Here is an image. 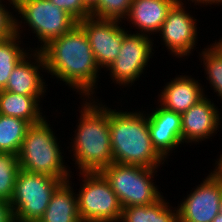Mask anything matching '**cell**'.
<instances>
[{"label":"cell","instance_id":"6da1fadb","mask_svg":"<svg viewBox=\"0 0 222 222\" xmlns=\"http://www.w3.org/2000/svg\"><path fill=\"white\" fill-rule=\"evenodd\" d=\"M46 71L90 98L96 87L99 66L85 31L76 24L41 50ZM90 95V96H89Z\"/></svg>","mask_w":222,"mask_h":222},{"label":"cell","instance_id":"7a4b0ae2","mask_svg":"<svg viewBox=\"0 0 222 222\" xmlns=\"http://www.w3.org/2000/svg\"><path fill=\"white\" fill-rule=\"evenodd\" d=\"M109 109L112 156L115 163L157 168L164 158L153 147L148 117Z\"/></svg>","mask_w":222,"mask_h":222},{"label":"cell","instance_id":"3957f363","mask_svg":"<svg viewBox=\"0 0 222 222\" xmlns=\"http://www.w3.org/2000/svg\"><path fill=\"white\" fill-rule=\"evenodd\" d=\"M96 103L85 101L77 133L73 138L72 151L80 172H101L114 162L109 108Z\"/></svg>","mask_w":222,"mask_h":222},{"label":"cell","instance_id":"277c9868","mask_svg":"<svg viewBox=\"0 0 222 222\" xmlns=\"http://www.w3.org/2000/svg\"><path fill=\"white\" fill-rule=\"evenodd\" d=\"M53 133L46 118L28 127L17 155L20 169L67 181L71 173L63 165L62 152Z\"/></svg>","mask_w":222,"mask_h":222},{"label":"cell","instance_id":"5b68a950","mask_svg":"<svg viewBox=\"0 0 222 222\" xmlns=\"http://www.w3.org/2000/svg\"><path fill=\"white\" fill-rule=\"evenodd\" d=\"M63 180L40 173L19 170L9 202L15 222H38L51 197Z\"/></svg>","mask_w":222,"mask_h":222},{"label":"cell","instance_id":"8992f818","mask_svg":"<svg viewBox=\"0 0 222 222\" xmlns=\"http://www.w3.org/2000/svg\"><path fill=\"white\" fill-rule=\"evenodd\" d=\"M158 168H146L113 162L101 173L109 182L122 206L151 205L162 195L152 182L153 173Z\"/></svg>","mask_w":222,"mask_h":222},{"label":"cell","instance_id":"52a82bcc","mask_svg":"<svg viewBox=\"0 0 222 222\" xmlns=\"http://www.w3.org/2000/svg\"><path fill=\"white\" fill-rule=\"evenodd\" d=\"M84 180L77 194L82 222H119L122 206L101 172H80Z\"/></svg>","mask_w":222,"mask_h":222},{"label":"cell","instance_id":"ba28073f","mask_svg":"<svg viewBox=\"0 0 222 222\" xmlns=\"http://www.w3.org/2000/svg\"><path fill=\"white\" fill-rule=\"evenodd\" d=\"M16 10L40 39V43L43 42L39 51L77 24V21L65 10L49 0H26L16 7Z\"/></svg>","mask_w":222,"mask_h":222},{"label":"cell","instance_id":"9c48e42d","mask_svg":"<svg viewBox=\"0 0 222 222\" xmlns=\"http://www.w3.org/2000/svg\"><path fill=\"white\" fill-rule=\"evenodd\" d=\"M124 29L123 43L119 54L108 67L111 72L110 76L121 86L129 85L139 79L145 66L147 67L151 53H153V44L148 35L138 32L128 34V31Z\"/></svg>","mask_w":222,"mask_h":222},{"label":"cell","instance_id":"30bf717a","mask_svg":"<svg viewBox=\"0 0 222 222\" xmlns=\"http://www.w3.org/2000/svg\"><path fill=\"white\" fill-rule=\"evenodd\" d=\"M222 178L211 172L177 208L179 222H212L219 214Z\"/></svg>","mask_w":222,"mask_h":222},{"label":"cell","instance_id":"8fae6325","mask_svg":"<svg viewBox=\"0 0 222 222\" xmlns=\"http://www.w3.org/2000/svg\"><path fill=\"white\" fill-rule=\"evenodd\" d=\"M77 24L85 31L99 68H108L116 60L123 43L120 21L89 17Z\"/></svg>","mask_w":222,"mask_h":222},{"label":"cell","instance_id":"7c38bea8","mask_svg":"<svg viewBox=\"0 0 222 222\" xmlns=\"http://www.w3.org/2000/svg\"><path fill=\"white\" fill-rule=\"evenodd\" d=\"M182 0H178L167 13L160 29L161 37L175 56L182 57L191 53L196 45V19L186 13Z\"/></svg>","mask_w":222,"mask_h":222},{"label":"cell","instance_id":"4fadbf2b","mask_svg":"<svg viewBox=\"0 0 222 222\" xmlns=\"http://www.w3.org/2000/svg\"><path fill=\"white\" fill-rule=\"evenodd\" d=\"M205 96L181 114L182 142L193 143L209 138L220 125V113ZM188 140V141H187Z\"/></svg>","mask_w":222,"mask_h":222},{"label":"cell","instance_id":"5bb4252c","mask_svg":"<svg viewBox=\"0 0 222 222\" xmlns=\"http://www.w3.org/2000/svg\"><path fill=\"white\" fill-rule=\"evenodd\" d=\"M147 117L153 147L165 159L172 149L182 143L181 114L159 105Z\"/></svg>","mask_w":222,"mask_h":222},{"label":"cell","instance_id":"9a60e30c","mask_svg":"<svg viewBox=\"0 0 222 222\" xmlns=\"http://www.w3.org/2000/svg\"><path fill=\"white\" fill-rule=\"evenodd\" d=\"M33 51H35L33 53L35 63L29 62L31 55L29 58L26 55L13 69L4 90L26 96H43V93L46 92L45 82L41 79L43 77L40 76L39 72L40 66L44 70L46 69L45 59L38 48Z\"/></svg>","mask_w":222,"mask_h":222},{"label":"cell","instance_id":"2e32d148","mask_svg":"<svg viewBox=\"0 0 222 222\" xmlns=\"http://www.w3.org/2000/svg\"><path fill=\"white\" fill-rule=\"evenodd\" d=\"M162 90L160 106L182 114L205 97L198 81L188 76L175 77Z\"/></svg>","mask_w":222,"mask_h":222},{"label":"cell","instance_id":"e0dca14e","mask_svg":"<svg viewBox=\"0 0 222 222\" xmlns=\"http://www.w3.org/2000/svg\"><path fill=\"white\" fill-rule=\"evenodd\" d=\"M178 0H133L128 13L129 22L142 34L159 32L167 13ZM145 32V33H144ZM149 32V33H148Z\"/></svg>","mask_w":222,"mask_h":222},{"label":"cell","instance_id":"ac0fdd59","mask_svg":"<svg viewBox=\"0 0 222 222\" xmlns=\"http://www.w3.org/2000/svg\"><path fill=\"white\" fill-rule=\"evenodd\" d=\"M69 184V180L63 181L56 188L38 222H82L78 211V199Z\"/></svg>","mask_w":222,"mask_h":222},{"label":"cell","instance_id":"d6986e66","mask_svg":"<svg viewBox=\"0 0 222 222\" xmlns=\"http://www.w3.org/2000/svg\"><path fill=\"white\" fill-rule=\"evenodd\" d=\"M40 97L42 96H26L0 90V114L25 120L30 125L39 123L45 119L40 113Z\"/></svg>","mask_w":222,"mask_h":222},{"label":"cell","instance_id":"ffe728a7","mask_svg":"<svg viewBox=\"0 0 222 222\" xmlns=\"http://www.w3.org/2000/svg\"><path fill=\"white\" fill-rule=\"evenodd\" d=\"M162 196L151 205H138L122 209V222H179L178 211L173 210ZM173 210V212H172ZM176 211V212H174Z\"/></svg>","mask_w":222,"mask_h":222},{"label":"cell","instance_id":"44dd1931","mask_svg":"<svg viewBox=\"0 0 222 222\" xmlns=\"http://www.w3.org/2000/svg\"><path fill=\"white\" fill-rule=\"evenodd\" d=\"M15 19V34L8 39L0 41V90H4L13 69L28 53L19 46L20 27ZM18 42V43H17Z\"/></svg>","mask_w":222,"mask_h":222},{"label":"cell","instance_id":"7402d4cb","mask_svg":"<svg viewBox=\"0 0 222 222\" xmlns=\"http://www.w3.org/2000/svg\"><path fill=\"white\" fill-rule=\"evenodd\" d=\"M29 126L25 120L0 114V152L18 155Z\"/></svg>","mask_w":222,"mask_h":222},{"label":"cell","instance_id":"603a6c76","mask_svg":"<svg viewBox=\"0 0 222 222\" xmlns=\"http://www.w3.org/2000/svg\"><path fill=\"white\" fill-rule=\"evenodd\" d=\"M20 170L18 156L0 152V199L10 202L17 174Z\"/></svg>","mask_w":222,"mask_h":222},{"label":"cell","instance_id":"cb8c5ba5","mask_svg":"<svg viewBox=\"0 0 222 222\" xmlns=\"http://www.w3.org/2000/svg\"><path fill=\"white\" fill-rule=\"evenodd\" d=\"M201 56L204 60L205 71L208 74L207 80L212 84L214 92H217L222 99V52L212 44L210 48L202 51Z\"/></svg>","mask_w":222,"mask_h":222},{"label":"cell","instance_id":"d4e9b609","mask_svg":"<svg viewBox=\"0 0 222 222\" xmlns=\"http://www.w3.org/2000/svg\"><path fill=\"white\" fill-rule=\"evenodd\" d=\"M132 1L133 0H99L91 9V17L121 21L124 17L127 18Z\"/></svg>","mask_w":222,"mask_h":222},{"label":"cell","instance_id":"484cf974","mask_svg":"<svg viewBox=\"0 0 222 222\" xmlns=\"http://www.w3.org/2000/svg\"><path fill=\"white\" fill-rule=\"evenodd\" d=\"M57 7L65 10L77 22L91 17V10L83 0H49Z\"/></svg>","mask_w":222,"mask_h":222},{"label":"cell","instance_id":"4316f807","mask_svg":"<svg viewBox=\"0 0 222 222\" xmlns=\"http://www.w3.org/2000/svg\"><path fill=\"white\" fill-rule=\"evenodd\" d=\"M0 0V41L15 34V18ZM2 3V4H1Z\"/></svg>","mask_w":222,"mask_h":222},{"label":"cell","instance_id":"83f0119b","mask_svg":"<svg viewBox=\"0 0 222 222\" xmlns=\"http://www.w3.org/2000/svg\"><path fill=\"white\" fill-rule=\"evenodd\" d=\"M14 221V214L10 203L0 199V222Z\"/></svg>","mask_w":222,"mask_h":222},{"label":"cell","instance_id":"f1b7e54d","mask_svg":"<svg viewBox=\"0 0 222 222\" xmlns=\"http://www.w3.org/2000/svg\"><path fill=\"white\" fill-rule=\"evenodd\" d=\"M191 1H192V2H195V3H198V4H199V3H200V4L203 3V4H206V5H207V4H210V5H211L212 3H213V4H215V3H216V4H217V3H218V4H221V3H222V0H191Z\"/></svg>","mask_w":222,"mask_h":222},{"label":"cell","instance_id":"f546056e","mask_svg":"<svg viewBox=\"0 0 222 222\" xmlns=\"http://www.w3.org/2000/svg\"><path fill=\"white\" fill-rule=\"evenodd\" d=\"M217 162V166L215 167L214 171L222 178V154ZM217 168V169H216Z\"/></svg>","mask_w":222,"mask_h":222},{"label":"cell","instance_id":"4dcf8cb0","mask_svg":"<svg viewBox=\"0 0 222 222\" xmlns=\"http://www.w3.org/2000/svg\"><path fill=\"white\" fill-rule=\"evenodd\" d=\"M85 5L91 10L98 2L99 0H83Z\"/></svg>","mask_w":222,"mask_h":222},{"label":"cell","instance_id":"1f68e13d","mask_svg":"<svg viewBox=\"0 0 222 222\" xmlns=\"http://www.w3.org/2000/svg\"><path fill=\"white\" fill-rule=\"evenodd\" d=\"M10 2V4L13 5V8L18 7L22 2L26 1V0H8Z\"/></svg>","mask_w":222,"mask_h":222},{"label":"cell","instance_id":"d6a6232c","mask_svg":"<svg viewBox=\"0 0 222 222\" xmlns=\"http://www.w3.org/2000/svg\"><path fill=\"white\" fill-rule=\"evenodd\" d=\"M219 51H221L222 52V38H221V40H219V42H215L214 44H213Z\"/></svg>","mask_w":222,"mask_h":222},{"label":"cell","instance_id":"836d02e7","mask_svg":"<svg viewBox=\"0 0 222 222\" xmlns=\"http://www.w3.org/2000/svg\"><path fill=\"white\" fill-rule=\"evenodd\" d=\"M212 222H222V215L218 214L216 217L213 219Z\"/></svg>","mask_w":222,"mask_h":222},{"label":"cell","instance_id":"e575fe53","mask_svg":"<svg viewBox=\"0 0 222 222\" xmlns=\"http://www.w3.org/2000/svg\"><path fill=\"white\" fill-rule=\"evenodd\" d=\"M219 214L222 215V199H221L220 206H219Z\"/></svg>","mask_w":222,"mask_h":222}]
</instances>
